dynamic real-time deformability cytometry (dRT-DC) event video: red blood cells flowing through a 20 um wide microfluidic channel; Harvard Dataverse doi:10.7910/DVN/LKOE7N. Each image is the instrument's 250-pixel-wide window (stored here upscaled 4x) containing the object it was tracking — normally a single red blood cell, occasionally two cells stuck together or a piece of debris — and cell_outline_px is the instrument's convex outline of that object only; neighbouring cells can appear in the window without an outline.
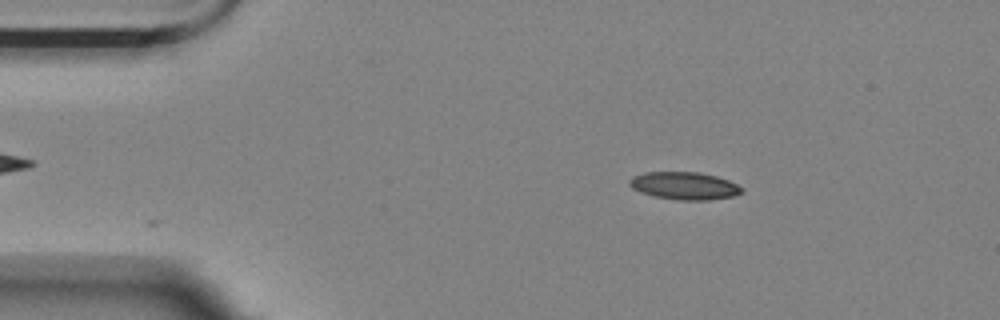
{"species": "Egyptian fruit bat (a non-hibernating species)", "species_latin": "Rousettus aegyptiacus", "temperature_condition": "room temperature", "stored_images_in_passage": 3, "camera_frame_rate_fps": 3000, "um_per_image_px": 0.085, "animal": {"sex": "female"}, "frame": {"image": 1, "passage_image": 1, "time_ms": 0.0, "image_size_px": [1000, 320], "cell_outline_px": [[740, 192], [732, 196], [708, 200], [680, 200], [656, 196], [640, 192], [632, 188], [628, 184], [628, 180], [632, 176], [644, 172], [700, 172], [716, 176], [728, 180], [736, 184], [740, 188]], "centroid_in_image_um": [58.1, 15.77], "position_along_channel_um": 26.9, "area_um2": 17.86}}
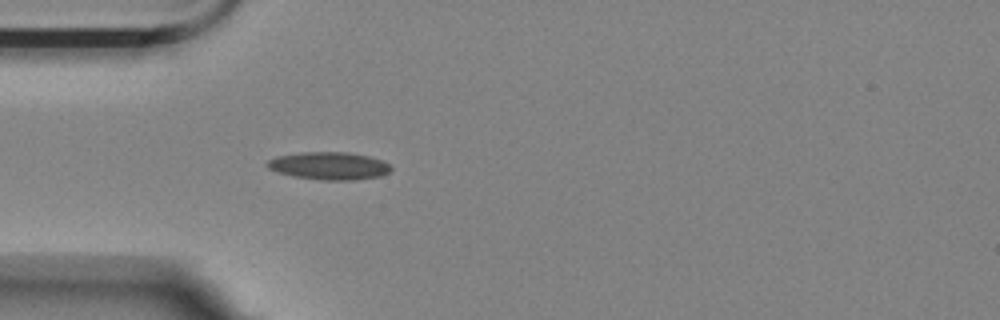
{"frame": {"image": 2, "passage_image": 3, "time_ms": 0.667, "image_size_px": [1000, 320], "cell_outline_px": [[392, 168], [388, 172], [380, 176], [352, 180], [324, 180], [292, 176], [268, 168], [264, 164], [268, 160], [276, 156], [300, 152], [348, 152], [368, 156], [380, 160], [388, 164]], "centroid_in_image_um": [27.93, 14.09], "position_along_channel_um": 57.1, "area_um2": 19.83}}